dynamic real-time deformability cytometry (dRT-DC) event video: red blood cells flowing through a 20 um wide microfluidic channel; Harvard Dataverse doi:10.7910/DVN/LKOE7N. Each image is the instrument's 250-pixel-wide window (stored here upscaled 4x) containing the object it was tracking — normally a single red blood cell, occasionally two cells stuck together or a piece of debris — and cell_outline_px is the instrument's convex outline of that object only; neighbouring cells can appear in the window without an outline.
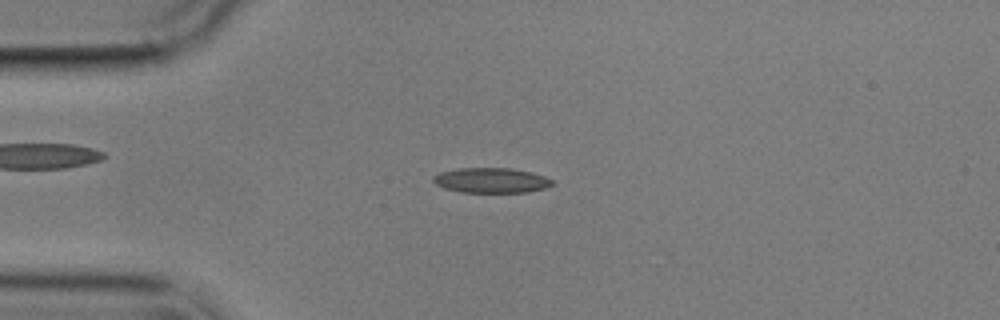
{"species": "common noctule bat (a hibernating species)", "species_latin": "Nyctalus noctula", "temperature_condition": "cold", "stored_images_in_passage": 10, "camera_frame_rate_fps": 3000, "um_per_image_px": 0.085, "animal": {"sex": "male", "body_mass_g": 17.9}, "frame": {"image": 1, "passage_image": 1, "time_ms": 0.0, "image_size_px": [1000, 320], "cell_outline_px": [[552, 184], [544, 188], [528, 192], [460, 192], [444, 188], [436, 184], [432, 180], [432, 176], [440, 172], [456, 168], [512, 168], [532, 172], [544, 176], [552, 180]], "centroid_in_image_um": [41.71, 15.32], "position_along_channel_um": 43.3, "area_um2": 17.4}}
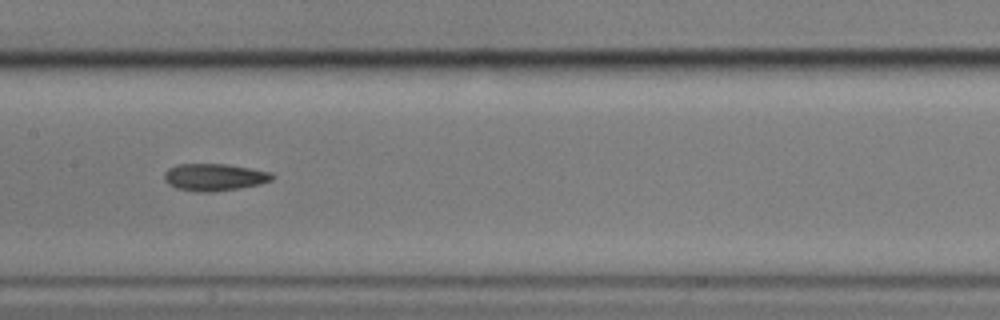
{"frame": {"image": 2, "passage_image": 5, "time_ms": 4.667, "image_size_px": [1000, 320], "cell_outline_px": [[276, 176], [272, 180], [260, 184], [212, 192], [196, 192], [176, 188], [168, 184], [164, 180], [164, 172], [168, 168], [176, 164], [228, 164], [252, 168], [272, 172]], "centroid_in_image_um": [18.22, 15.05], "position_along_channel_um": 189.2, "area_um2": 17.28}}
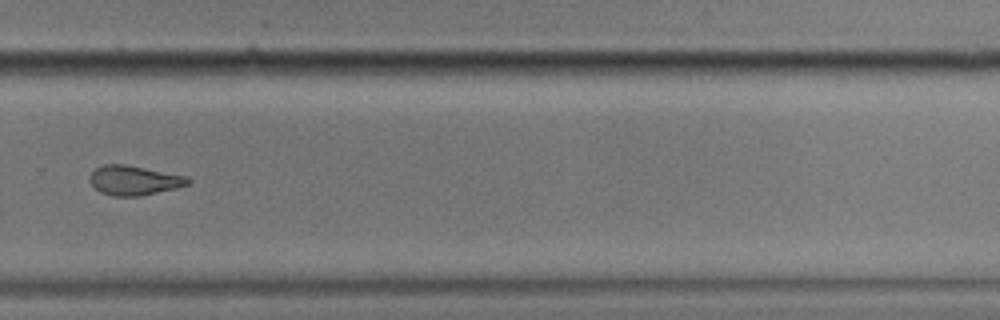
{"frame": {"image": 3, "passage_image": 8, "time_ms": 8.333, "image_size_px": [1000, 320], "cell_outline_px": [[192, 180], [188, 184], [176, 188], [140, 196], [112, 196], [100, 192], [88, 180], [88, 176], [96, 168], [104, 164], [124, 164], [184, 176]], "centroid_in_image_um": [11.35, 15.34], "position_along_channel_um": 318.5, "area_um2": 16.7}}